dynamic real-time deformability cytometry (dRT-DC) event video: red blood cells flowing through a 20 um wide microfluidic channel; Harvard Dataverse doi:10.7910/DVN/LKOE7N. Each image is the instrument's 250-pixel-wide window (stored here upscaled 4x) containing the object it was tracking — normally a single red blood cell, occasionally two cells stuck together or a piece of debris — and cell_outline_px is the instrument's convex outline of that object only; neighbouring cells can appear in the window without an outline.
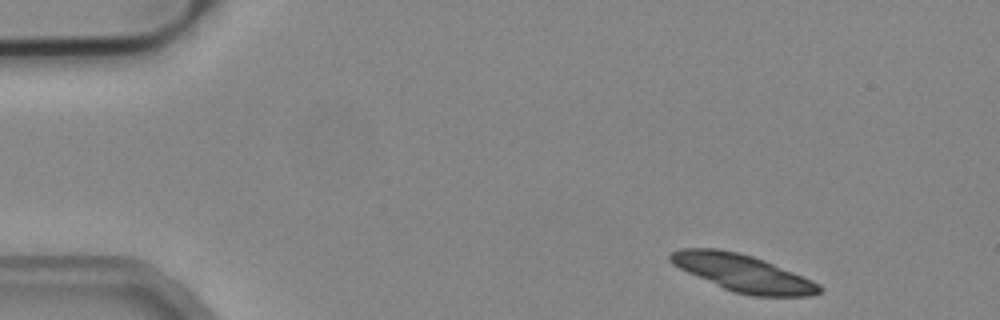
{"species": "common noctule bat (a hibernating species)", "species_latin": "Nyctalus noctula", "temperature_condition": "cold", "stored_images_in_passage": 47, "camera_frame_rate_fps": 3000, "um_per_image_px": 0.085, "animal": {"sex": "male", "body_mass_g": 19.2, "forearm_length_mm": 51.8}, "frame": {"image": 1, "passage_image": 1, "time_ms": 0.0, "image_size_px": [1000, 320], "cell_outline_px": [[824, 288], [820, 292], [812, 296], [752, 296], [732, 292], [688, 272], [672, 264], [668, 256], [672, 252], [680, 248], [716, 248], [736, 252], [752, 256], [764, 260], [812, 280], [820, 284]], "centroid_in_image_um": [63.16, 23.21], "position_along_channel_um": 21.8, "area_um2": 31.96}}
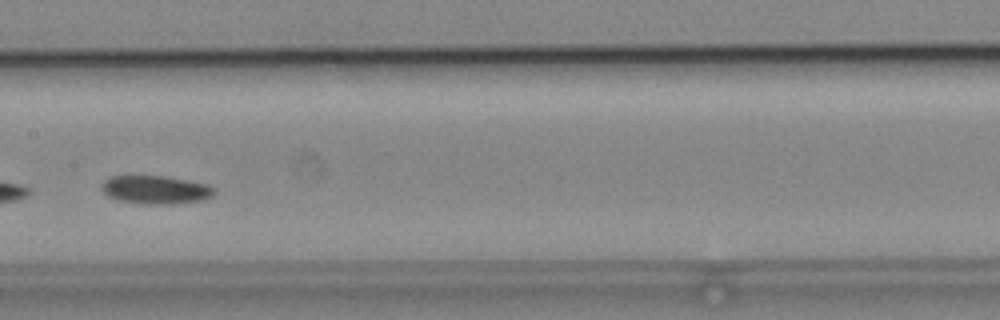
{"frame": {"image": 2, "passage_image": 22, "time_ms": 7.0, "image_size_px": [1000, 320], "cell_outline_px": [[216, 192], [212, 196], [200, 200], [172, 204], [148, 204], [120, 200], [108, 196], [100, 188], [100, 184], [104, 180], [112, 176], [164, 176], [208, 184], [216, 188]], "centroid_in_image_um": [13.23, 16.12], "position_along_channel_um": 194.2, "area_um2": 18.5}}
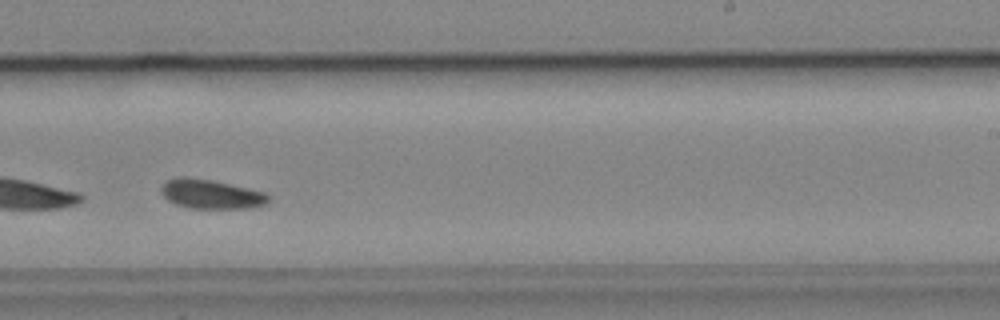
{"frame": {"image": 3, "passage_image": 28, "time_ms": 9.0, "image_size_px": [1000, 320], "cell_outline_px": [[268, 204], [248, 208], [188, 208], [176, 204], [168, 200], [160, 192], [160, 188], [168, 180], [176, 176], [188, 176], [212, 180], [264, 192], [268, 196]], "centroid_in_image_um": [17.9, 16.49], "position_along_channel_um": 271.1, "area_um2": 18.26}}